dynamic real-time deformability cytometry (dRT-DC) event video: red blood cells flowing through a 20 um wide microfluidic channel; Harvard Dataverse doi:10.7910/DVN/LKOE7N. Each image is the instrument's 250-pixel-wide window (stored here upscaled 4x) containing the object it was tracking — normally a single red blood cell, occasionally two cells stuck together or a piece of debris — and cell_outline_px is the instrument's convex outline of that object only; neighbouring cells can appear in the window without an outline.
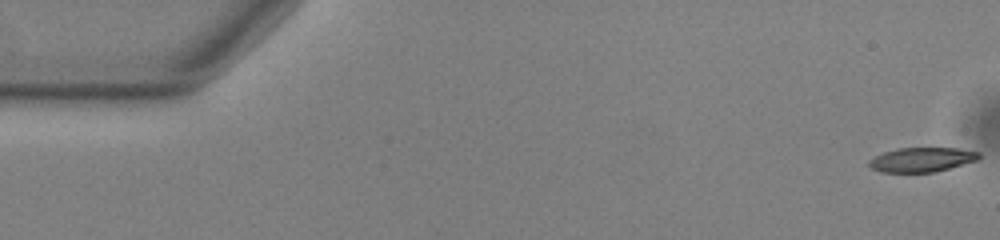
{"species": "common noctule bat (a hibernating species)", "species_latin": "Nyctalus noctula", "temperature_condition": "warm", "stored_images_in_passage": 55, "camera_frame_rate_fps": 3000, "um_per_image_px": 0.085, "animal": {"sex": "male", "body_mass_g": 13.0, "forearm_length_mm": 53.1}, "frame": {"image": 1, "passage_image": 1, "time_ms": 0.0, "image_size_px": [1000, 240], "cell_outline_px": [[980, 156], [976, 160], [936, 172], [880, 172], [872, 168], [868, 164], [868, 160], [884, 152], [896, 148], [956, 148], [980, 152]], "centroid_in_image_um": [78.33, 13.57], "position_along_channel_um": 6.7, "area_um2": 15.55}}
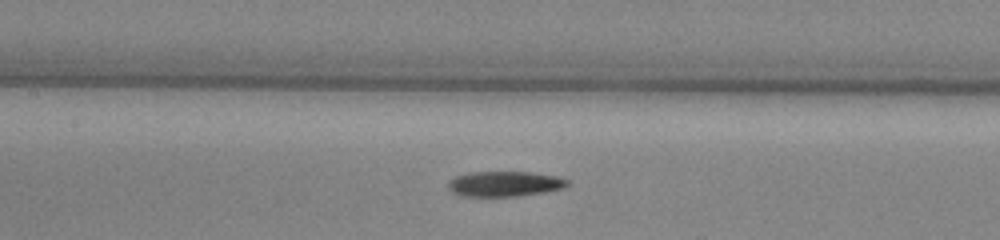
{"frame": {"image": 2, "passage_image": 25, "time_ms": 8.0, "image_size_px": [1000, 240], "cell_outline_px": [[568, 184], [564, 188], [544, 192], [516, 196], [464, 196], [452, 192], [448, 188], [448, 180], [456, 176], [468, 172], [532, 172], [556, 176], [568, 180]], "centroid_in_image_um": [42.87, 15.62], "position_along_channel_um": 164.5, "area_um2": 17.51}}
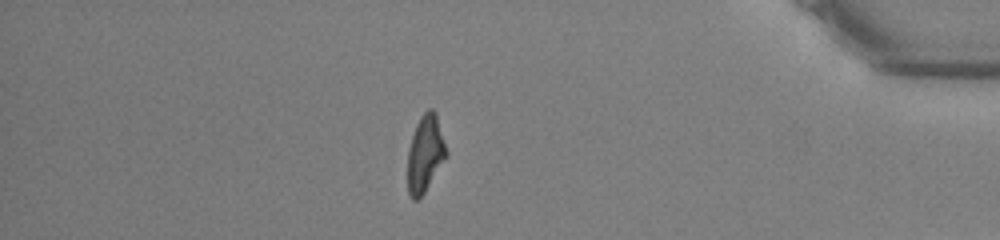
{"frame": {"image": 3, "passage_image": 47, "time_ms": 15.333, "image_size_px": [1000, 240], "cell_outline_px": [[448, 152], [424, 192], [416, 200], [412, 200], [408, 192], [408, 148], [416, 124], [420, 116], [428, 108], [432, 108], [436, 112]], "centroid_in_image_um": [36.13, 13.0], "position_along_channel_um": 399.1, "area_um2": 17.05}, "authors_computed_cell_mechanics": {"area_um2": 17.629, "velocity_mm_per_s": 3.7722, "shape_relaxation_time_tau1_ms": 7.0432, "shape_relaxation_time_tau2_ms": 5.0425, "deformation_change_tau1": 0.2344, "deformation_change_tau2": 0.1582}}